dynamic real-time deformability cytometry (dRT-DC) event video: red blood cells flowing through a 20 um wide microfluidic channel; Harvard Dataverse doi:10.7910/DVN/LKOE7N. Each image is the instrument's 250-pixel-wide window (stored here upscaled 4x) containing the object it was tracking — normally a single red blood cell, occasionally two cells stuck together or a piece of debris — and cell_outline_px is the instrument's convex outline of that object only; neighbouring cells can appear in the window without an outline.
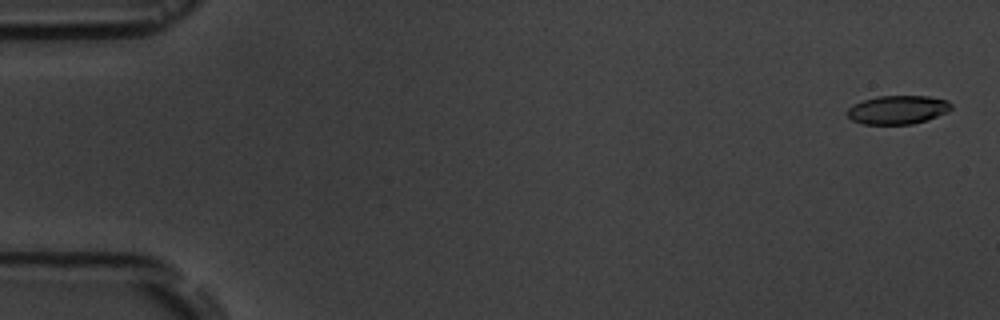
{"species": "common noctule bat (a hibernating species)", "species_latin": "Nyctalus noctula", "temperature_condition": "room temperature", "stored_images_in_passage": 9, "camera_frame_rate_fps": 3000, "um_per_image_px": 0.085, "animal": {"sex": "male", "body_mass_g": 19.5, "forearm_length_mm": 54.6}, "frame": {"image": 1, "passage_image": 1, "time_ms": 0.0, "image_size_px": [1000, 320], "cell_outline_px": [[952, 108], [948, 112], [912, 124], [864, 124], [852, 120], [844, 112], [852, 104], [876, 96], [928, 96], [948, 100], [952, 104]], "centroid_in_image_um": [76.28, 9.32], "position_along_channel_um": 8.7, "area_um2": 17.4}}
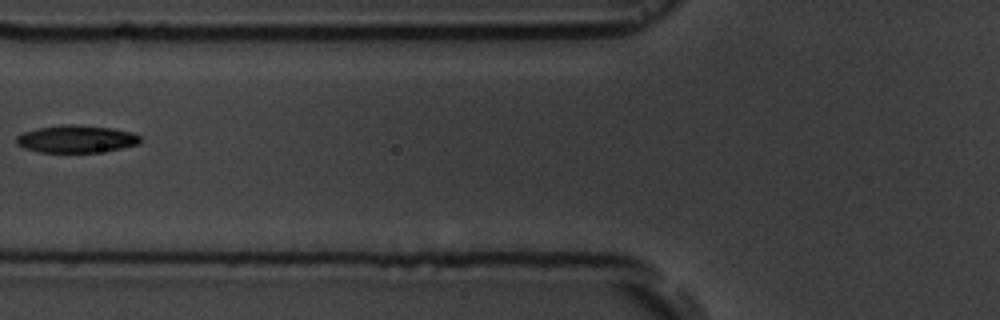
{"frame": {"image": 2, "passage_image": 7, "time_ms": 7.0, "image_size_px": [1000, 320], "cell_outline_px": [[140, 144], [120, 148], [96, 152], [40, 152], [24, 148], [16, 144], [16, 136], [24, 132], [36, 128], [64, 124], [72, 124], [112, 128], [132, 132], [140, 136]], "centroid_in_image_um": [6.46, 11.8], "position_along_channel_um": 119.3, "area_um2": 19.77}}
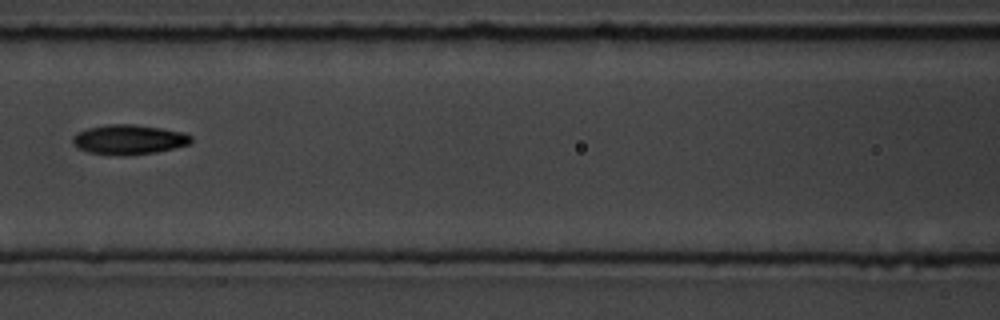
{"frame": {"image": 3, "passage_image": 8, "time_ms": 8.0, "image_size_px": [1000, 320], "cell_outline_px": [[192, 140], [188, 144], [156, 152], [128, 156], [120, 156], [88, 152], [76, 148], [72, 144], [72, 136], [88, 128], [108, 124], [132, 124], [160, 128], [184, 132], [192, 136]], "centroid_in_image_um": [10.92, 11.87], "position_along_channel_um": 155.7, "area_um2": 20.58}}